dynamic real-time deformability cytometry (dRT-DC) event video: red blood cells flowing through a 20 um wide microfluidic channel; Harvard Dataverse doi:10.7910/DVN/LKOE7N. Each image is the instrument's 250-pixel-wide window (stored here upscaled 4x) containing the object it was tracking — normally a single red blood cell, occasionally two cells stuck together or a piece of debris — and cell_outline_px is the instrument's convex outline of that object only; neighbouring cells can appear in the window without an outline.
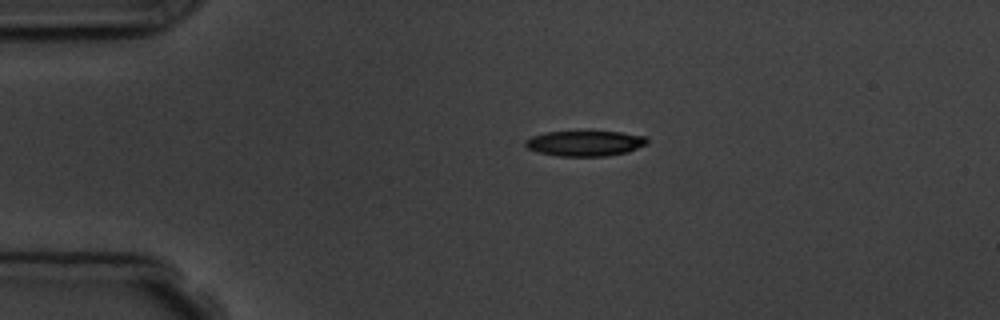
{"species": "common noctule bat (a hibernating species)", "species_latin": "Nyctalus noctula", "temperature_condition": "room temperature", "stored_images_in_passage": 4, "camera_frame_rate_fps": 3000, "um_per_image_px": 0.085, "animal": {"sex": "male", "body_mass_g": 19.5, "forearm_length_mm": 54.6}, "frame": {"image": 1, "passage_image": 3, "time_ms": 2.333, "image_size_px": [1000, 320], "cell_outline_px": [[648, 144], [628, 152], [608, 156], [556, 156], [536, 152], [528, 148], [524, 144], [524, 140], [532, 136], [544, 132], [620, 132], [644, 136], [648, 140]], "centroid_in_image_um": [49.71, 12.19], "position_along_channel_um": 35.3, "area_um2": 18.09}}